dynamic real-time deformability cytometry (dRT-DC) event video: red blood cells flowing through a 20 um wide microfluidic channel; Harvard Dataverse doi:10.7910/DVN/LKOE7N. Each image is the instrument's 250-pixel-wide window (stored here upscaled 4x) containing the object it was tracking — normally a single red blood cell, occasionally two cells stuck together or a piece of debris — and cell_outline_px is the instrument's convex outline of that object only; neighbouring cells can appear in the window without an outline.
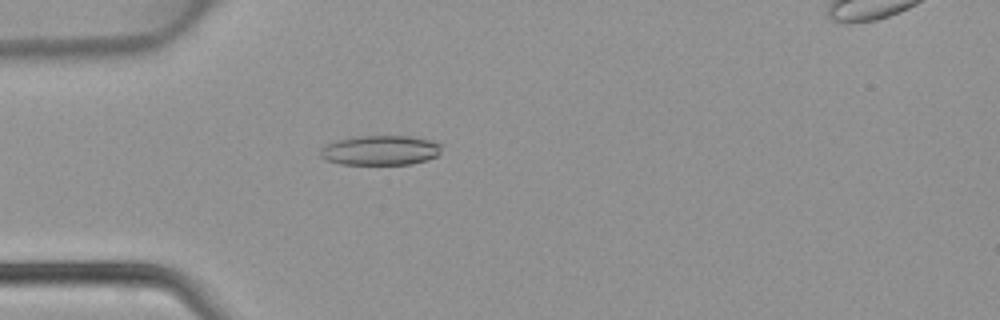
{"species": "common noctule bat (a hibernating species)", "species_latin": "Nyctalus noctula", "temperature_condition": "warm", "stored_images_in_passage": 5, "camera_frame_rate_fps": 3000, "um_per_image_px": 0.085, "animal": {"sex": "female", "body_mass_g": 22.7, "forearm_length_mm": 54.2}, "frame": {"image": 1, "passage_image": 4, "time_ms": 1.0, "image_size_px": [1000, 320], "cell_outline_px": [[444, 144], [440, 152], [436, 156], [428, 160], [412, 164], [340, 164], [324, 160], [320, 156], [320, 148], [324, 144], [336, 140], [360, 136], [412, 136], [432, 140]], "centroid_in_image_um": [32.34, 12.77], "position_along_channel_um": 52.7, "area_um2": 21.39}}